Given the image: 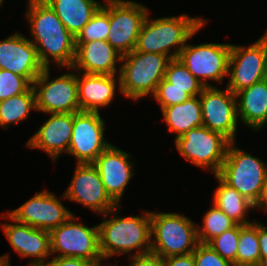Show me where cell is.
<instances>
[{
	"label": "cell",
	"instance_id": "21",
	"mask_svg": "<svg viewBox=\"0 0 267 266\" xmlns=\"http://www.w3.org/2000/svg\"><path fill=\"white\" fill-rule=\"evenodd\" d=\"M75 58L71 68L86 74L116 75L120 55L107 41L75 43Z\"/></svg>",
	"mask_w": 267,
	"mask_h": 266
},
{
	"label": "cell",
	"instance_id": "11",
	"mask_svg": "<svg viewBox=\"0 0 267 266\" xmlns=\"http://www.w3.org/2000/svg\"><path fill=\"white\" fill-rule=\"evenodd\" d=\"M37 111L75 113L80 111L77 92V74L64 73L50 80V68H44L32 84Z\"/></svg>",
	"mask_w": 267,
	"mask_h": 266
},
{
	"label": "cell",
	"instance_id": "13",
	"mask_svg": "<svg viewBox=\"0 0 267 266\" xmlns=\"http://www.w3.org/2000/svg\"><path fill=\"white\" fill-rule=\"evenodd\" d=\"M99 112L73 113V130L67 154L77 159L76 164L93 163L110 145L104 138L105 122Z\"/></svg>",
	"mask_w": 267,
	"mask_h": 266
},
{
	"label": "cell",
	"instance_id": "30",
	"mask_svg": "<svg viewBox=\"0 0 267 266\" xmlns=\"http://www.w3.org/2000/svg\"><path fill=\"white\" fill-rule=\"evenodd\" d=\"M235 225L233 220L213 204V207L207 210L203 216V225L196 227L198 242L208 244L212 239Z\"/></svg>",
	"mask_w": 267,
	"mask_h": 266
},
{
	"label": "cell",
	"instance_id": "3",
	"mask_svg": "<svg viewBox=\"0 0 267 266\" xmlns=\"http://www.w3.org/2000/svg\"><path fill=\"white\" fill-rule=\"evenodd\" d=\"M206 23L204 18L181 16L161 17L149 19V13L145 18L138 36L136 51L143 53L163 54L171 59L178 58L181 50L192 36L196 34ZM170 54V48H174Z\"/></svg>",
	"mask_w": 267,
	"mask_h": 266
},
{
	"label": "cell",
	"instance_id": "14",
	"mask_svg": "<svg viewBox=\"0 0 267 266\" xmlns=\"http://www.w3.org/2000/svg\"><path fill=\"white\" fill-rule=\"evenodd\" d=\"M217 86L205 87L200 97L203 126L221 133L230 142L235 141L238 123L235 94L229 89Z\"/></svg>",
	"mask_w": 267,
	"mask_h": 266
},
{
	"label": "cell",
	"instance_id": "32",
	"mask_svg": "<svg viewBox=\"0 0 267 266\" xmlns=\"http://www.w3.org/2000/svg\"><path fill=\"white\" fill-rule=\"evenodd\" d=\"M239 241V224L224 231L212 239L208 244L225 260L236 266L237 246Z\"/></svg>",
	"mask_w": 267,
	"mask_h": 266
},
{
	"label": "cell",
	"instance_id": "35",
	"mask_svg": "<svg viewBox=\"0 0 267 266\" xmlns=\"http://www.w3.org/2000/svg\"><path fill=\"white\" fill-rule=\"evenodd\" d=\"M195 266H235L223 259L209 244L198 243L193 251Z\"/></svg>",
	"mask_w": 267,
	"mask_h": 266
},
{
	"label": "cell",
	"instance_id": "16",
	"mask_svg": "<svg viewBox=\"0 0 267 266\" xmlns=\"http://www.w3.org/2000/svg\"><path fill=\"white\" fill-rule=\"evenodd\" d=\"M8 214L19 223L50 232L63 224L73 213L54 193L43 190Z\"/></svg>",
	"mask_w": 267,
	"mask_h": 266
},
{
	"label": "cell",
	"instance_id": "10",
	"mask_svg": "<svg viewBox=\"0 0 267 266\" xmlns=\"http://www.w3.org/2000/svg\"><path fill=\"white\" fill-rule=\"evenodd\" d=\"M148 9L135 1L109 0V35L107 42L122 56L132 52Z\"/></svg>",
	"mask_w": 267,
	"mask_h": 266
},
{
	"label": "cell",
	"instance_id": "29",
	"mask_svg": "<svg viewBox=\"0 0 267 266\" xmlns=\"http://www.w3.org/2000/svg\"><path fill=\"white\" fill-rule=\"evenodd\" d=\"M164 79L168 82V88L185 89L191 97L199 96L205 88L178 58L170 60Z\"/></svg>",
	"mask_w": 267,
	"mask_h": 266
},
{
	"label": "cell",
	"instance_id": "36",
	"mask_svg": "<svg viewBox=\"0 0 267 266\" xmlns=\"http://www.w3.org/2000/svg\"><path fill=\"white\" fill-rule=\"evenodd\" d=\"M131 257L132 262L129 266H166L164 258L153 253Z\"/></svg>",
	"mask_w": 267,
	"mask_h": 266
},
{
	"label": "cell",
	"instance_id": "24",
	"mask_svg": "<svg viewBox=\"0 0 267 266\" xmlns=\"http://www.w3.org/2000/svg\"><path fill=\"white\" fill-rule=\"evenodd\" d=\"M66 29L74 36L83 29L102 6L97 0H44Z\"/></svg>",
	"mask_w": 267,
	"mask_h": 266
},
{
	"label": "cell",
	"instance_id": "20",
	"mask_svg": "<svg viewBox=\"0 0 267 266\" xmlns=\"http://www.w3.org/2000/svg\"><path fill=\"white\" fill-rule=\"evenodd\" d=\"M72 130L73 113H51L26 146L41 149L56 161L60 154L68 152Z\"/></svg>",
	"mask_w": 267,
	"mask_h": 266
},
{
	"label": "cell",
	"instance_id": "18",
	"mask_svg": "<svg viewBox=\"0 0 267 266\" xmlns=\"http://www.w3.org/2000/svg\"><path fill=\"white\" fill-rule=\"evenodd\" d=\"M9 218L13 223L1 225L10 246L21 257H34L29 266H44L45 259L50 257V233L46 230L37 229L27 224L19 223L8 213L0 218Z\"/></svg>",
	"mask_w": 267,
	"mask_h": 266
},
{
	"label": "cell",
	"instance_id": "25",
	"mask_svg": "<svg viewBox=\"0 0 267 266\" xmlns=\"http://www.w3.org/2000/svg\"><path fill=\"white\" fill-rule=\"evenodd\" d=\"M168 132L176 134L175 139L187 131L203 126V116L199 96H192L183 103L161 109Z\"/></svg>",
	"mask_w": 267,
	"mask_h": 266
},
{
	"label": "cell",
	"instance_id": "22",
	"mask_svg": "<svg viewBox=\"0 0 267 266\" xmlns=\"http://www.w3.org/2000/svg\"><path fill=\"white\" fill-rule=\"evenodd\" d=\"M77 74V92L80 111L99 112L115 96L116 75Z\"/></svg>",
	"mask_w": 267,
	"mask_h": 266
},
{
	"label": "cell",
	"instance_id": "27",
	"mask_svg": "<svg viewBox=\"0 0 267 266\" xmlns=\"http://www.w3.org/2000/svg\"><path fill=\"white\" fill-rule=\"evenodd\" d=\"M32 110H37L33 86L20 95L0 101V126L8 128L9 124H18L28 118Z\"/></svg>",
	"mask_w": 267,
	"mask_h": 266
},
{
	"label": "cell",
	"instance_id": "4",
	"mask_svg": "<svg viewBox=\"0 0 267 266\" xmlns=\"http://www.w3.org/2000/svg\"><path fill=\"white\" fill-rule=\"evenodd\" d=\"M171 58L157 53H143L135 49L122 56L119 69V90L127 98L139 100L153 94L164 75ZM125 61V62H124Z\"/></svg>",
	"mask_w": 267,
	"mask_h": 266
},
{
	"label": "cell",
	"instance_id": "41",
	"mask_svg": "<svg viewBox=\"0 0 267 266\" xmlns=\"http://www.w3.org/2000/svg\"><path fill=\"white\" fill-rule=\"evenodd\" d=\"M0 266H11L8 254L0 256Z\"/></svg>",
	"mask_w": 267,
	"mask_h": 266
},
{
	"label": "cell",
	"instance_id": "17",
	"mask_svg": "<svg viewBox=\"0 0 267 266\" xmlns=\"http://www.w3.org/2000/svg\"><path fill=\"white\" fill-rule=\"evenodd\" d=\"M33 43L19 32L0 41V69L25 77L31 84L44 70Z\"/></svg>",
	"mask_w": 267,
	"mask_h": 266
},
{
	"label": "cell",
	"instance_id": "15",
	"mask_svg": "<svg viewBox=\"0 0 267 266\" xmlns=\"http://www.w3.org/2000/svg\"><path fill=\"white\" fill-rule=\"evenodd\" d=\"M63 199L80 203L98 214H105L118 205L107 194L97 168L92 163L77 164Z\"/></svg>",
	"mask_w": 267,
	"mask_h": 266
},
{
	"label": "cell",
	"instance_id": "23",
	"mask_svg": "<svg viewBox=\"0 0 267 266\" xmlns=\"http://www.w3.org/2000/svg\"><path fill=\"white\" fill-rule=\"evenodd\" d=\"M240 121L260 131L267 123V78L235 93Z\"/></svg>",
	"mask_w": 267,
	"mask_h": 266
},
{
	"label": "cell",
	"instance_id": "39",
	"mask_svg": "<svg viewBox=\"0 0 267 266\" xmlns=\"http://www.w3.org/2000/svg\"><path fill=\"white\" fill-rule=\"evenodd\" d=\"M257 235L260 249V260H267V226L257 222Z\"/></svg>",
	"mask_w": 267,
	"mask_h": 266
},
{
	"label": "cell",
	"instance_id": "43",
	"mask_svg": "<svg viewBox=\"0 0 267 266\" xmlns=\"http://www.w3.org/2000/svg\"><path fill=\"white\" fill-rule=\"evenodd\" d=\"M259 266H267V260H260Z\"/></svg>",
	"mask_w": 267,
	"mask_h": 266
},
{
	"label": "cell",
	"instance_id": "1",
	"mask_svg": "<svg viewBox=\"0 0 267 266\" xmlns=\"http://www.w3.org/2000/svg\"><path fill=\"white\" fill-rule=\"evenodd\" d=\"M26 17L41 64L50 68L51 61L59 67L71 68L75 58V38L44 0H28ZM52 57L53 60L50 59Z\"/></svg>",
	"mask_w": 267,
	"mask_h": 266
},
{
	"label": "cell",
	"instance_id": "37",
	"mask_svg": "<svg viewBox=\"0 0 267 266\" xmlns=\"http://www.w3.org/2000/svg\"><path fill=\"white\" fill-rule=\"evenodd\" d=\"M44 266H93V261L74 257H53Z\"/></svg>",
	"mask_w": 267,
	"mask_h": 266
},
{
	"label": "cell",
	"instance_id": "6",
	"mask_svg": "<svg viewBox=\"0 0 267 266\" xmlns=\"http://www.w3.org/2000/svg\"><path fill=\"white\" fill-rule=\"evenodd\" d=\"M226 184L236 189L255 204L267 178V165L230 142L225 160L217 174Z\"/></svg>",
	"mask_w": 267,
	"mask_h": 266
},
{
	"label": "cell",
	"instance_id": "38",
	"mask_svg": "<svg viewBox=\"0 0 267 266\" xmlns=\"http://www.w3.org/2000/svg\"><path fill=\"white\" fill-rule=\"evenodd\" d=\"M166 266H195L193 252L164 258Z\"/></svg>",
	"mask_w": 267,
	"mask_h": 266
},
{
	"label": "cell",
	"instance_id": "40",
	"mask_svg": "<svg viewBox=\"0 0 267 266\" xmlns=\"http://www.w3.org/2000/svg\"><path fill=\"white\" fill-rule=\"evenodd\" d=\"M254 208H261L263 209L265 212H267V178L265 180V183L262 186L260 195L258 197V199L256 200L255 204H254Z\"/></svg>",
	"mask_w": 267,
	"mask_h": 266
},
{
	"label": "cell",
	"instance_id": "19",
	"mask_svg": "<svg viewBox=\"0 0 267 266\" xmlns=\"http://www.w3.org/2000/svg\"><path fill=\"white\" fill-rule=\"evenodd\" d=\"M130 154L110 144L92 163L98 170L105 190L119 205L129 180L134 175Z\"/></svg>",
	"mask_w": 267,
	"mask_h": 266
},
{
	"label": "cell",
	"instance_id": "7",
	"mask_svg": "<svg viewBox=\"0 0 267 266\" xmlns=\"http://www.w3.org/2000/svg\"><path fill=\"white\" fill-rule=\"evenodd\" d=\"M230 141L221 133L199 126L175 139L178 152L197 167L217 175L225 160Z\"/></svg>",
	"mask_w": 267,
	"mask_h": 266
},
{
	"label": "cell",
	"instance_id": "31",
	"mask_svg": "<svg viewBox=\"0 0 267 266\" xmlns=\"http://www.w3.org/2000/svg\"><path fill=\"white\" fill-rule=\"evenodd\" d=\"M102 6L93 15L90 21L75 37V43H85L90 41H107L109 35V0H104Z\"/></svg>",
	"mask_w": 267,
	"mask_h": 266
},
{
	"label": "cell",
	"instance_id": "42",
	"mask_svg": "<svg viewBox=\"0 0 267 266\" xmlns=\"http://www.w3.org/2000/svg\"><path fill=\"white\" fill-rule=\"evenodd\" d=\"M103 259H108V257H104V256H100L99 258H96L94 261H93V266H102L101 265V261ZM109 266V265H108Z\"/></svg>",
	"mask_w": 267,
	"mask_h": 266
},
{
	"label": "cell",
	"instance_id": "26",
	"mask_svg": "<svg viewBox=\"0 0 267 266\" xmlns=\"http://www.w3.org/2000/svg\"><path fill=\"white\" fill-rule=\"evenodd\" d=\"M219 186L216 188L213 196V204L223 211L236 224L248 225L246 215L254 204L241 195L236 189L226 184L218 175H214Z\"/></svg>",
	"mask_w": 267,
	"mask_h": 266
},
{
	"label": "cell",
	"instance_id": "12",
	"mask_svg": "<svg viewBox=\"0 0 267 266\" xmlns=\"http://www.w3.org/2000/svg\"><path fill=\"white\" fill-rule=\"evenodd\" d=\"M231 44L203 43L186 44L178 59L204 87H212L207 80L222 82L228 75V60Z\"/></svg>",
	"mask_w": 267,
	"mask_h": 266
},
{
	"label": "cell",
	"instance_id": "5",
	"mask_svg": "<svg viewBox=\"0 0 267 266\" xmlns=\"http://www.w3.org/2000/svg\"><path fill=\"white\" fill-rule=\"evenodd\" d=\"M196 227L184 215L151 212V253L162 258L192 253L199 243Z\"/></svg>",
	"mask_w": 267,
	"mask_h": 266
},
{
	"label": "cell",
	"instance_id": "2",
	"mask_svg": "<svg viewBox=\"0 0 267 266\" xmlns=\"http://www.w3.org/2000/svg\"><path fill=\"white\" fill-rule=\"evenodd\" d=\"M118 207L103 214L105 219L110 214L114 217L103 219L98 225L101 256L110 258L135 249L137 252L132 256L151 253V212L144 211L141 216L119 217L116 213Z\"/></svg>",
	"mask_w": 267,
	"mask_h": 266
},
{
	"label": "cell",
	"instance_id": "28",
	"mask_svg": "<svg viewBox=\"0 0 267 266\" xmlns=\"http://www.w3.org/2000/svg\"><path fill=\"white\" fill-rule=\"evenodd\" d=\"M248 225L239 224L236 266H259L260 249L257 235V221Z\"/></svg>",
	"mask_w": 267,
	"mask_h": 266
},
{
	"label": "cell",
	"instance_id": "34",
	"mask_svg": "<svg viewBox=\"0 0 267 266\" xmlns=\"http://www.w3.org/2000/svg\"><path fill=\"white\" fill-rule=\"evenodd\" d=\"M191 96L185 89L168 88V82L163 79L157 86L153 98L159 103L161 109L175 104L183 103Z\"/></svg>",
	"mask_w": 267,
	"mask_h": 266
},
{
	"label": "cell",
	"instance_id": "8",
	"mask_svg": "<svg viewBox=\"0 0 267 266\" xmlns=\"http://www.w3.org/2000/svg\"><path fill=\"white\" fill-rule=\"evenodd\" d=\"M227 76L234 94L267 78V31L251 46L231 44Z\"/></svg>",
	"mask_w": 267,
	"mask_h": 266
},
{
	"label": "cell",
	"instance_id": "33",
	"mask_svg": "<svg viewBox=\"0 0 267 266\" xmlns=\"http://www.w3.org/2000/svg\"><path fill=\"white\" fill-rule=\"evenodd\" d=\"M32 84L9 70L0 69V101L26 92Z\"/></svg>",
	"mask_w": 267,
	"mask_h": 266
},
{
	"label": "cell",
	"instance_id": "9",
	"mask_svg": "<svg viewBox=\"0 0 267 266\" xmlns=\"http://www.w3.org/2000/svg\"><path fill=\"white\" fill-rule=\"evenodd\" d=\"M75 220L78 218L72 214L63 224L49 232L51 256L57 253L56 257L94 261L101 256L98 225L90 228Z\"/></svg>",
	"mask_w": 267,
	"mask_h": 266
}]
</instances>
